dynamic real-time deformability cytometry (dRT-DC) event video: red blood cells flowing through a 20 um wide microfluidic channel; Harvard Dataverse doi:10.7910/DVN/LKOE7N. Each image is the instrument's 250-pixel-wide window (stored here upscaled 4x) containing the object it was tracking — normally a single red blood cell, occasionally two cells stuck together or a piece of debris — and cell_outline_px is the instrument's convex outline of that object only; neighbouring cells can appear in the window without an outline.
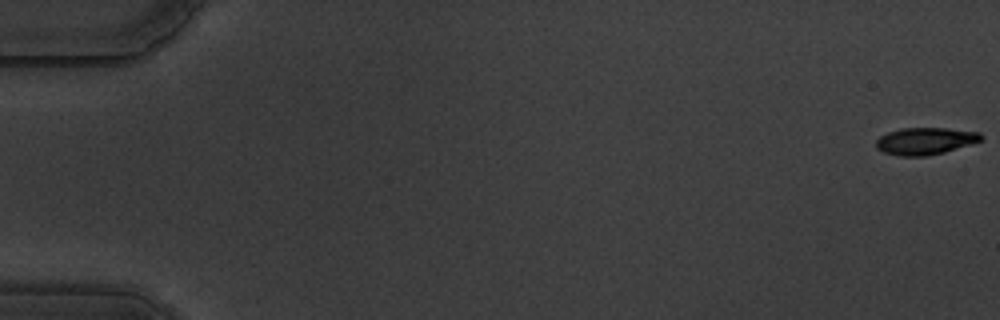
{"species": "common noctule bat (a hibernating species)", "species_latin": "Nyctalus noctula", "temperature_condition": "warm", "stored_images_in_passage": 14, "camera_frame_rate_fps": 3000, "um_per_image_px": 0.085, "animal": {"sex": "male", "body_mass_g": 19.5, "forearm_length_mm": 54.6}, "frame": {"image": 1, "passage_image": 1, "time_ms": 0.0, "image_size_px": [1000, 320], "cell_outline_px": [[984, 140], [972, 144], [944, 152], [928, 156], [900, 156], [884, 152], [876, 148], [876, 140], [880, 136], [888, 132], [900, 128], [944, 128], [980, 132], [984, 136]], "centroid_in_image_um": [78.67, 11.99], "position_along_channel_um": 6.3, "area_um2": 16.7}}